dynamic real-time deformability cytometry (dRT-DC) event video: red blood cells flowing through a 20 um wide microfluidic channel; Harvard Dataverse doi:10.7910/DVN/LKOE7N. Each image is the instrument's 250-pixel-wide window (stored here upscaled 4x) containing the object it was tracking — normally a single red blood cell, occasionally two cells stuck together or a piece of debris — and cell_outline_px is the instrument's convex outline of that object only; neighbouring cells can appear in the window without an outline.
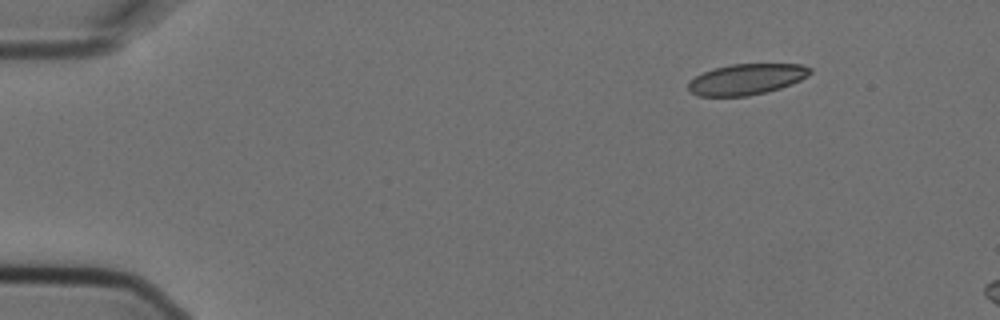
{"species": "Egyptian fruit bat (a non-hibernating species)", "species_latin": "Rousettus aegyptiacus", "temperature_condition": "cold", "stored_images_in_passage": 3, "camera_frame_rate_fps": 3000, "um_per_image_px": 0.085, "animal": {"sex": "female"}, "frame": {"image": 1, "passage_image": 1, "time_ms": 0.0, "image_size_px": [1000, 320], "cell_outline_px": [[812, 72], [808, 76], [792, 84], [780, 88], [748, 96], [696, 96], [688, 92], [688, 80], [712, 68], [732, 64], [800, 64], [812, 68]], "centroid_in_image_um": [63.42, 6.74], "position_along_channel_um": 21.6, "area_um2": 22.08}}